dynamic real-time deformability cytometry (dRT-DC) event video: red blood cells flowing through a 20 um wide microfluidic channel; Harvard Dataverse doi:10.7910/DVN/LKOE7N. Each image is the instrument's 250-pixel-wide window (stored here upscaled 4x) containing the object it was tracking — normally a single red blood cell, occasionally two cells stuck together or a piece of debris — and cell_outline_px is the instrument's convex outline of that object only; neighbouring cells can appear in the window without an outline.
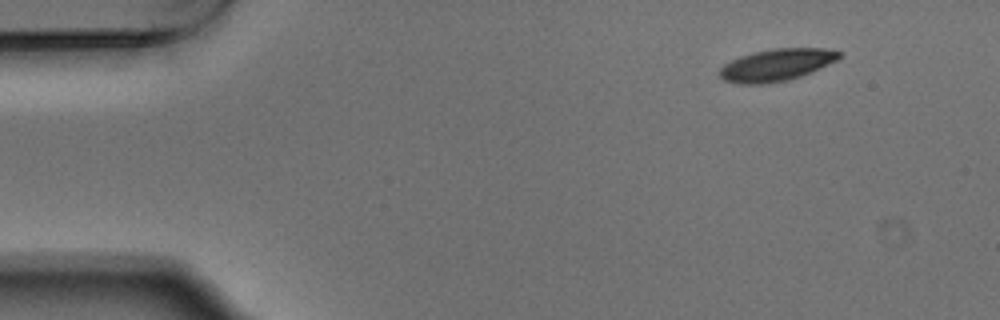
{"species": "Egyptian fruit bat (a non-hibernating species)", "species_latin": "Rousettus aegyptiacus", "temperature_condition": "warm", "stored_images_in_passage": 49, "camera_frame_rate_fps": 3000, "um_per_image_px": 0.085, "animal": {"sex": "male"}, "frame": {"image": 1, "passage_image": 1, "time_ms": 0.0, "image_size_px": [1000, 320], "cell_outline_px": [[840, 56], [836, 60], [800, 76], [784, 80], [760, 84], [740, 84], [724, 80], [720, 76], [720, 68], [724, 64], [740, 56], [752, 52], [776, 48], [824, 48], [840, 52]], "centroid_in_image_um": [65.95, 5.51], "position_along_channel_um": 19.0, "area_um2": 21.85}}
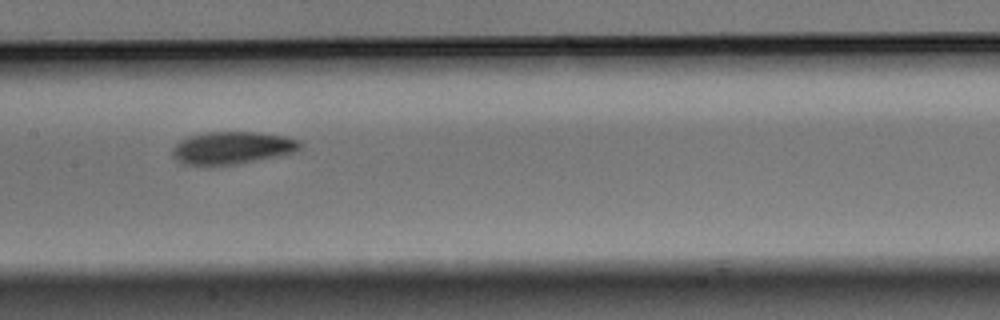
{"frame": {"image": 2, "passage_image": 22, "time_ms": 7.0, "image_size_px": [1000, 320], "cell_outline_px": [[300, 148], [292, 152], [280, 156], [236, 164], [208, 168], [204, 168], [188, 164], [172, 156], [172, 148], [180, 140], [188, 136], [204, 132], [256, 132], [284, 136], [300, 140]], "centroid_in_image_um": [19.69, 12.59], "position_along_channel_um": 187.7, "area_um2": 24.57}}
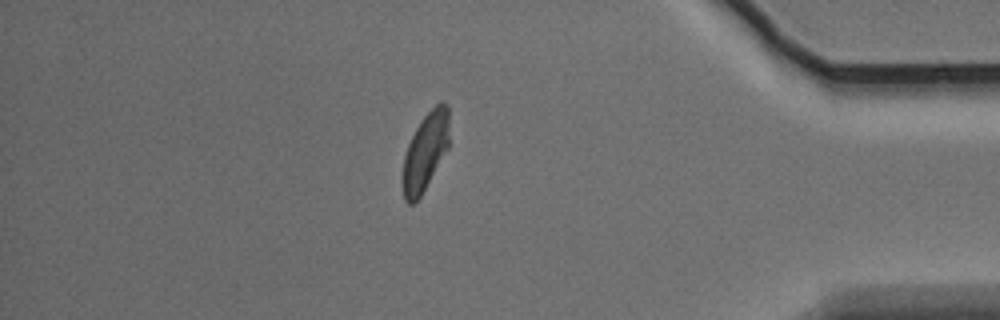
{"frame": {"image": 3, "passage_image": 42, "time_ms": 13.667, "image_size_px": [1000, 320], "cell_outline_px": [[448, 148], [420, 196], [412, 204], [408, 204], [404, 200], [400, 184], [400, 176], [404, 156], [408, 144], [420, 120], [440, 100], [448, 104]], "centroid_in_image_um": [36.1, 12.92], "position_along_channel_um": 399.1, "area_um2": 21.27}, "authors_computed_cell_mechanics": {"area_um2": 22.9466, "velocity_mm_per_s": 3.7074, "shape_relaxation_time_tau1_ms": 3.2497, "shape_relaxation_time_tau2_ms": 4.6347, "deformation_change_tau1": 0.1339, "deformation_change_tau2": 0.0861}}